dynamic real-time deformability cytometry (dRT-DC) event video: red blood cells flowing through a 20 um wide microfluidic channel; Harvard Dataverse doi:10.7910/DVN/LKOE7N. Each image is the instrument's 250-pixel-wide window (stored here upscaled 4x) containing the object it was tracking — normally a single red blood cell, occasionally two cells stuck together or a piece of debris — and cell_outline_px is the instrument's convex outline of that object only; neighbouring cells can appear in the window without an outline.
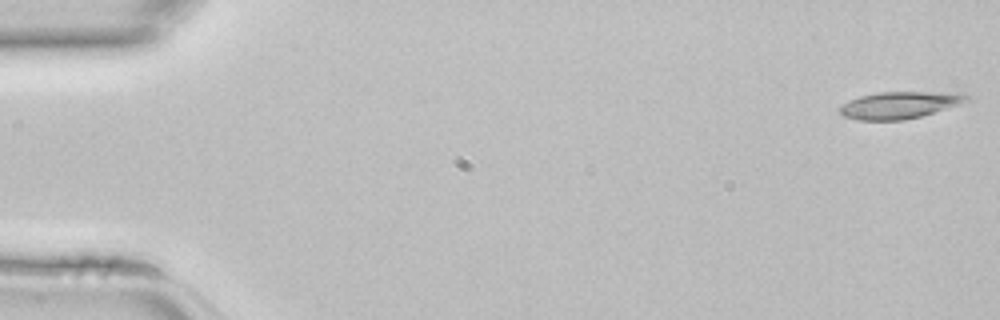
{"species": "common noctule bat (a hibernating species)", "species_latin": "Nyctalus noctula", "temperature_condition": "room temperature", "stored_images_in_passage": 9, "camera_frame_rate_fps": 3000, "um_per_image_px": 0.085, "animal": {"sex": "female", "body_mass_g": 22.7, "forearm_length_mm": 54.2}, "frame": {"image": 1, "passage_image": 1, "time_ms": 0.0, "image_size_px": [1000, 320], "cell_outline_px": [[972, 100], [960, 104], [920, 116], [904, 120], [856, 120], [844, 116], [840, 112], [840, 108], [844, 104], [860, 96], [876, 92], [960, 92], [972, 96]], "centroid_in_image_um": [76.55, 8.92], "position_along_channel_um": 8.5, "area_um2": 19.94}}